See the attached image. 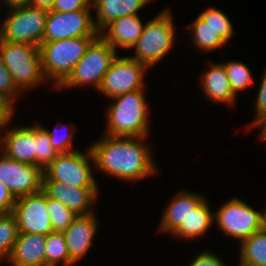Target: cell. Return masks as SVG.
<instances>
[{"instance_id": "cell-22", "label": "cell", "mask_w": 266, "mask_h": 266, "mask_svg": "<svg viewBox=\"0 0 266 266\" xmlns=\"http://www.w3.org/2000/svg\"><path fill=\"white\" fill-rule=\"evenodd\" d=\"M213 224L214 211L205 199L171 235L178 239L194 240L206 235Z\"/></svg>"}, {"instance_id": "cell-10", "label": "cell", "mask_w": 266, "mask_h": 266, "mask_svg": "<svg viewBox=\"0 0 266 266\" xmlns=\"http://www.w3.org/2000/svg\"><path fill=\"white\" fill-rule=\"evenodd\" d=\"M148 69L145 64L129 56L121 57L117 55L103 77L97 92L111 99L138 89H146L144 78Z\"/></svg>"}, {"instance_id": "cell-33", "label": "cell", "mask_w": 266, "mask_h": 266, "mask_svg": "<svg viewBox=\"0 0 266 266\" xmlns=\"http://www.w3.org/2000/svg\"><path fill=\"white\" fill-rule=\"evenodd\" d=\"M260 88L255 104V119L251 124L246 125V130H252L266 116V69L261 77Z\"/></svg>"}, {"instance_id": "cell-9", "label": "cell", "mask_w": 266, "mask_h": 266, "mask_svg": "<svg viewBox=\"0 0 266 266\" xmlns=\"http://www.w3.org/2000/svg\"><path fill=\"white\" fill-rule=\"evenodd\" d=\"M95 162L90 148L59 154L45 169L43 181H59L69 186L99 187L94 175Z\"/></svg>"}, {"instance_id": "cell-17", "label": "cell", "mask_w": 266, "mask_h": 266, "mask_svg": "<svg viewBox=\"0 0 266 266\" xmlns=\"http://www.w3.org/2000/svg\"><path fill=\"white\" fill-rule=\"evenodd\" d=\"M206 199L199 192H188L182 189L167 202L159 224L158 232L171 235L187 217Z\"/></svg>"}, {"instance_id": "cell-5", "label": "cell", "mask_w": 266, "mask_h": 266, "mask_svg": "<svg viewBox=\"0 0 266 266\" xmlns=\"http://www.w3.org/2000/svg\"><path fill=\"white\" fill-rule=\"evenodd\" d=\"M0 51L14 85L21 93L48 82L42 70L38 46L0 39Z\"/></svg>"}, {"instance_id": "cell-15", "label": "cell", "mask_w": 266, "mask_h": 266, "mask_svg": "<svg viewBox=\"0 0 266 266\" xmlns=\"http://www.w3.org/2000/svg\"><path fill=\"white\" fill-rule=\"evenodd\" d=\"M2 131L0 151L11 159L36 166L35 123L14 128L6 126Z\"/></svg>"}, {"instance_id": "cell-16", "label": "cell", "mask_w": 266, "mask_h": 266, "mask_svg": "<svg viewBox=\"0 0 266 266\" xmlns=\"http://www.w3.org/2000/svg\"><path fill=\"white\" fill-rule=\"evenodd\" d=\"M99 222L95 212L78 215L63 232L71 261L76 265L88 253L97 234Z\"/></svg>"}, {"instance_id": "cell-38", "label": "cell", "mask_w": 266, "mask_h": 266, "mask_svg": "<svg viewBox=\"0 0 266 266\" xmlns=\"http://www.w3.org/2000/svg\"><path fill=\"white\" fill-rule=\"evenodd\" d=\"M0 2V11H2L1 9L5 6L6 9H15L31 6L32 0H0Z\"/></svg>"}, {"instance_id": "cell-23", "label": "cell", "mask_w": 266, "mask_h": 266, "mask_svg": "<svg viewBox=\"0 0 266 266\" xmlns=\"http://www.w3.org/2000/svg\"><path fill=\"white\" fill-rule=\"evenodd\" d=\"M239 245L238 266L266 265V230L264 228L256 231Z\"/></svg>"}, {"instance_id": "cell-11", "label": "cell", "mask_w": 266, "mask_h": 266, "mask_svg": "<svg viewBox=\"0 0 266 266\" xmlns=\"http://www.w3.org/2000/svg\"><path fill=\"white\" fill-rule=\"evenodd\" d=\"M92 10L72 12L48 11L43 42L82 36H98Z\"/></svg>"}, {"instance_id": "cell-26", "label": "cell", "mask_w": 266, "mask_h": 266, "mask_svg": "<svg viewBox=\"0 0 266 266\" xmlns=\"http://www.w3.org/2000/svg\"><path fill=\"white\" fill-rule=\"evenodd\" d=\"M226 70L233 93L238 97L241 91L247 90L254 83L251 69L242 61L222 63Z\"/></svg>"}, {"instance_id": "cell-3", "label": "cell", "mask_w": 266, "mask_h": 266, "mask_svg": "<svg viewBox=\"0 0 266 266\" xmlns=\"http://www.w3.org/2000/svg\"><path fill=\"white\" fill-rule=\"evenodd\" d=\"M96 37L68 38L43 42L39 46L42 70L52 88L56 89L68 77Z\"/></svg>"}, {"instance_id": "cell-39", "label": "cell", "mask_w": 266, "mask_h": 266, "mask_svg": "<svg viewBox=\"0 0 266 266\" xmlns=\"http://www.w3.org/2000/svg\"><path fill=\"white\" fill-rule=\"evenodd\" d=\"M55 0H32L31 6L45 10H52Z\"/></svg>"}, {"instance_id": "cell-40", "label": "cell", "mask_w": 266, "mask_h": 266, "mask_svg": "<svg viewBox=\"0 0 266 266\" xmlns=\"http://www.w3.org/2000/svg\"><path fill=\"white\" fill-rule=\"evenodd\" d=\"M261 130L259 134V141L266 140V116L254 127Z\"/></svg>"}, {"instance_id": "cell-41", "label": "cell", "mask_w": 266, "mask_h": 266, "mask_svg": "<svg viewBox=\"0 0 266 266\" xmlns=\"http://www.w3.org/2000/svg\"><path fill=\"white\" fill-rule=\"evenodd\" d=\"M266 210V208H265ZM264 229L266 230V212H265V216H264Z\"/></svg>"}, {"instance_id": "cell-8", "label": "cell", "mask_w": 266, "mask_h": 266, "mask_svg": "<svg viewBox=\"0 0 266 266\" xmlns=\"http://www.w3.org/2000/svg\"><path fill=\"white\" fill-rule=\"evenodd\" d=\"M265 212L266 210L256 211L247 202L235 196L214 211V223L225 235L241 243L264 228Z\"/></svg>"}, {"instance_id": "cell-14", "label": "cell", "mask_w": 266, "mask_h": 266, "mask_svg": "<svg viewBox=\"0 0 266 266\" xmlns=\"http://www.w3.org/2000/svg\"><path fill=\"white\" fill-rule=\"evenodd\" d=\"M98 188L69 186L59 181H43L45 194L62 203L76 215H88L96 212L93 206L101 193Z\"/></svg>"}, {"instance_id": "cell-24", "label": "cell", "mask_w": 266, "mask_h": 266, "mask_svg": "<svg viewBox=\"0 0 266 266\" xmlns=\"http://www.w3.org/2000/svg\"><path fill=\"white\" fill-rule=\"evenodd\" d=\"M191 35L192 44L200 52H212L223 47L227 42L222 39L216 32L198 16L188 27Z\"/></svg>"}, {"instance_id": "cell-36", "label": "cell", "mask_w": 266, "mask_h": 266, "mask_svg": "<svg viewBox=\"0 0 266 266\" xmlns=\"http://www.w3.org/2000/svg\"><path fill=\"white\" fill-rule=\"evenodd\" d=\"M14 106L8 99L0 95V132L11 124L15 112Z\"/></svg>"}, {"instance_id": "cell-20", "label": "cell", "mask_w": 266, "mask_h": 266, "mask_svg": "<svg viewBox=\"0 0 266 266\" xmlns=\"http://www.w3.org/2000/svg\"><path fill=\"white\" fill-rule=\"evenodd\" d=\"M45 242V235L19 233L7 262L11 266H45Z\"/></svg>"}, {"instance_id": "cell-35", "label": "cell", "mask_w": 266, "mask_h": 266, "mask_svg": "<svg viewBox=\"0 0 266 266\" xmlns=\"http://www.w3.org/2000/svg\"><path fill=\"white\" fill-rule=\"evenodd\" d=\"M196 255L188 266H227L223 259L218 256L219 254H215L214 251H200Z\"/></svg>"}, {"instance_id": "cell-1", "label": "cell", "mask_w": 266, "mask_h": 266, "mask_svg": "<svg viewBox=\"0 0 266 266\" xmlns=\"http://www.w3.org/2000/svg\"><path fill=\"white\" fill-rule=\"evenodd\" d=\"M146 138L148 137H113L102 134L89 146L95 168L127 183H136L153 176L158 172V165L153 159L151 146L145 142Z\"/></svg>"}, {"instance_id": "cell-7", "label": "cell", "mask_w": 266, "mask_h": 266, "mask_svg": "<svg viewBox=\"0 0 266 266\" xmlns=\"http://www.w3.org/2000/svg\"><path fill=\"white\" fill-rule=\"evenodd\" d=\"M6 14L0 24L1 40L38 47L43 43L48 10L28 6L7 9Z\"/></svg>"}, {"instance_id": "cell-31", "label": "cell", "mask_w": 266, "mask_h": 266, "mask_svg": "<svg viewBox=\"0 0 266 266\" xmlns=\"http://www.w3.org/2000/svg\"><path fill=\"white\" fill-rule=\"evenodd\" d=\"M53 232H64L78 216L57 200L48 197V207Z\"/></svg>"}, {"instance_id": "cell-4", "label": "cell", "mask_w": 266, "mask_h": 266, "mask_svg": "<svg viewBox=\"0 0 266 266\" xmlns=\"http://www.w3.org/2000/svg\"><path fill=\"white\" fill-rule=\"evenodd\" d=\"M170 10L166 7L145 23L142 34L131 47L135 55L129 57L145 64L149 69L172 50L176 40V27Z\"/></svg>"}, {"instance_id": "cell-32", "label": "cell", "mask_w": 266, "mask_h": 266, "mask_svg": "<svg viewBox=\"0 0 266 266\" xmlns=\"http://www.w3.org/2000/svg\"><path fill=\"white\" fill-rule=\"evenodd\" d=\"M21 92L14 85L12 76L6 68L0 51V95L8 99L13 105Z\"/></svg>"}, {"instance_id": "cell-29", "label": "cell", "mask_w": 266, "mask_h": 266, "mask_svg": "<svg viewBox=\"0 0 266 266\" xmlns=\"http://www.w3.org/2000/svg\"><path fill=\"white\" fill-rule=\"evenodd\" d=\"M35 138L36 166L44 170L59 154L52 147L47 132L38 122L35 124Z\"/></svg>"}, {"instance_id": "cell-28", "label": "cell", "mask_w": 266, "mask_h": 266, "mask_svg": "<svg viewBox=\"0 0 266 266\" xmlns=\"http://www.w3.org/2000/svg\"><path fill=\"white\" fill-rule=\"evenodd\" d=\"M198 16L227 43L235 35L233 24L224 11L211 6L202 11Z\"/></svg>"}, {"instance_id": "cell-27", "label": "cell", "mask_w": 266, "mask_h": 266, "mask_svg": "<svg viewBox=\"0 0 266 266\" xmlns=\"http://www.w3.org/2000/svg\"><path fill=\"white\" fill-rule=\"evenodd\" d=\"M18 226L14 214H0V261H8L18 238Z\"/></svg>"}, {"instance_id": "cell-12", "label": "cell", "mask_w": 266, "mask_h": 266, "mask_svg": "<svg viewBox=\"0 0 266 266\" xmlns=\"http://www.w3.org/2000/svg\"><path fill=\"white\" fill-rule=\"evenodd\" d=\"M48 207V196L43 190L18 197L12 213L19 233L48 235L53 232Z\"/></svg>"}, {"instance_id": "cell-6", "label": "cell", "mask_w": 266, "mask_h": 266, "mask_svg": "<svg viewBox=\"0 0 266 266\" xmlns=\"http://www.w3.org/2000/svg\"><path fill=\"white\" fill-rule=\"evenodd\" d=\"M118 52L98 35L87 47L84 56L68 77L56 88L91 86L98 91L103 77L117 57Z\"/></svg>"}, {"instance_id": "cell-13", "label": "cell", "mask_w": 266, "mask_h": 266, "mask_svg": "<svg viewBox=\"0 0 266 266\" xmlns=\"http://www.w3.org/2000/svg\"><path fill=\"white\" fill-rule=\"evenodd\" d=\"M44 170L16 161L0 151V181L18 198L43 190Z\"/></svg>"}, {"instance_id": "cell-34", "label": "cell", "mask_w": 266, "mask_h": 266, "mask_svg": "<svg viewBox=\"0 0 266 266\" xmlns=\"http://www.w3.org/2000/svg\"><path fill=\"white\" fill-rule=\"evenodd\" d=\"M78 10H93L92 0H55L51 11L64 13Z\"/></svg>"}, {"instance_id": "cell-19", "label": "cell", "mask_w": 266, "mask_h": 266, "mask_svg": "<svg viewBox=\"0 0 266 266\" xmlns=\"http://www.w3.org/2000/svg\"><path fill=\"white\" fill-rule=\"evenodd\" d=\"M209 69L205 70L199 78V84L207 101L235 106L237 96L233 93L226 70L222 61L215 63L210 61Z\"/></svg>"}, {"instance_id": "cell-30", "label": "cell", "mask_w": 266, "mask_h": 266, "mask_svg": "<svg viewBox=\"0 0 266 266\" xmlns=\"http://www.w3.org/2000/svg\"><path fill=\"white\" fill-rule=\"evenodd\" d=\"M72 123L70 122V125L67 126V124H63V123H56V128H54V130H48L46 129L43 125H41L45 131L47 132L50 141H51V145L52 147L56 150V152L58 154H65V153H70L73 151H77L78 149L73 148V138L75 134V123H73L74 125H71ZM59 127H63V131H66V133H63L60 135V133L58 132L60 130L57 129L58 126ZM65 129V130H64ZM71 129V130H70ZM61 131V130H60Z\"/></svg>"}, {"instance_id": "cell-18", "label": "cell", "mask_w": 266, "mask_h": 266, "mask_svg": "<svg viewBox=\"0 0 266 266\" xmlns=\"http://www.w3.org/2000/svg\"><path fill=\"white\" fill-rule=\"evenodd\" d=\"M144 25L138 14L126 15L111 21L99 32V35L117 52L120 49L127 51L142 34Z\"/></svg>"}, {"instance_id": "cell-25", "label": "cell", "mask_w": 266, "mask_h": 266, "mask_svg": "<svg viewBox=\"0 0 266 266\" xmlns=\"http://www.w3.org/2000/svg\"><path fill=\"white\" fill-rule=\"evenodd\" d=\"M75 266L67 250L63 232H51L46 235L45 266Z\"/></svg>"}, {"instance_id": "cell-37", "label": "cell", "mask_w": 266, "mask_h": 266, "mask_svg": "<svg viewBox=\"0 0 266 266\" xmlns=\"http://www.w3.org/2000/svg\"><path fill=\"white\" fill-rule=\"evenodd\" d=\"M16 199L12 192L0 181V214L11 213Z\"/></svg>"}, {"instance_id": "cell-21", "label": "cell", "mask_w": 266, "mask_h": 266, "mask_svg": "<svg viewBox=\"0 0 266 266\" xmlns=\"http://www.w3.org/2000/svg\"><path fill=\"white\" fill-rule=\"evenodd\" d=\"M151 0H92L96 11L94 26L100 32L111 21L126 15L138 14Z\"/></svg>"}, {"instance_id": "cell-2", "label": "cell", "mask_w": 266, "mask_h": 266, "mask_svg": "<svg viewBox=\"0 0 266 266\" xmlns=\"http://www.w3.org/2000/svg\"><path fill=\"white\" fill-rule=\"evenodd\" d=\"M145 89L121 94L106 109V131L113 137H149L150 107Z\"/></svg>"}]
</instances>
